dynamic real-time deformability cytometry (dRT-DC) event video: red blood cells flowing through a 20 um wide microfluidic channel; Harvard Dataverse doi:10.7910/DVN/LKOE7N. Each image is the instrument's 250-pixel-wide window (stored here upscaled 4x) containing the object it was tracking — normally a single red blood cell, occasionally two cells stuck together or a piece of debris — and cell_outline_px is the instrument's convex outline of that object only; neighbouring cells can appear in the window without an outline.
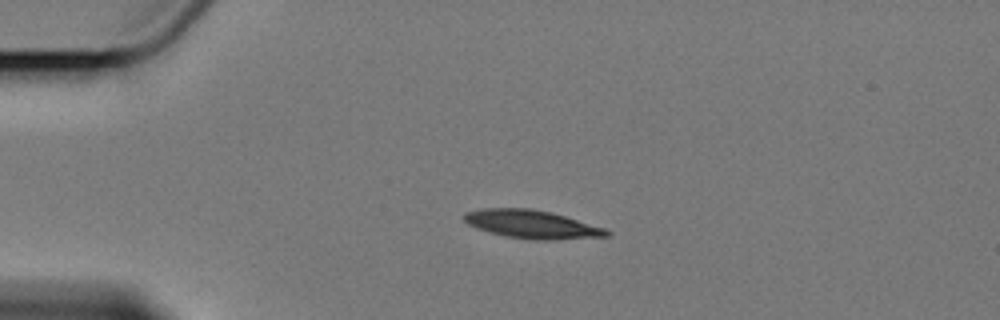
{"species": "Egyptian fruit bat (a non-hibernating species)", "species_latin": "Rousettus aegyptiacus", "temperature_condition": "cold", "stored_images_in_passage": 4, "camera_frame_rate_fps": 3000, "um_per_image_px": 0.085, "animal": {"sex": "female"}, "frame": {"image": 1, "passage_image": 3, "time_ms": 2.333, "image_size_px": [1000, 320], "cell_outline_px": [[612, 232], [608, 236], [548, 240], [532, 240], [508, 236], [476, 228], [468, 224], [464, 220], [464, 212], [484, 208], [532, 208], [552, 212], [604, 228]], "centroid_in_image_um": [45.2, 19.05], "position_along_channel_um": 39.8, "area_um2": 23.29}}